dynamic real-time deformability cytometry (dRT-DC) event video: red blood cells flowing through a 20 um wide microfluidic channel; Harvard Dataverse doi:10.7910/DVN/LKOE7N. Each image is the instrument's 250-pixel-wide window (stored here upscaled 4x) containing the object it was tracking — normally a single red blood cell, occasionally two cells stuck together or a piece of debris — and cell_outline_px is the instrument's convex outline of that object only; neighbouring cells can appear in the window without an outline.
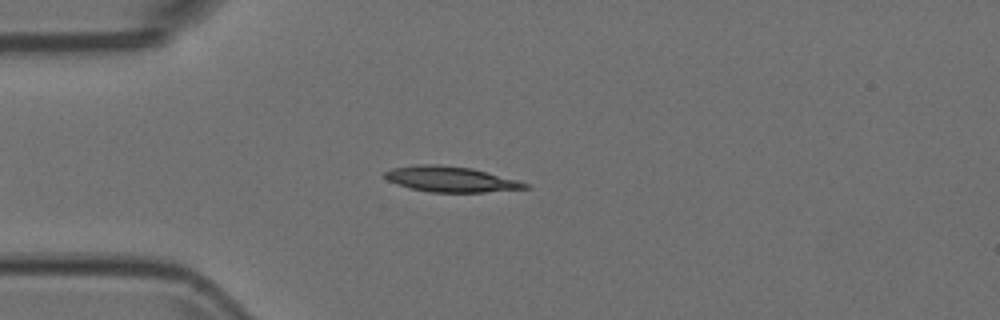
{"species": "Egyptian fruit bat (a non-hibernating species)", "species_latin": "Rousettus aegyptiacus", "temperature_condition": "room temperature", "stored_images_in_passage": 39, "camera_frame_rate_fps": 3000, "um_per_image_px": 0.085, "animal": {"sex": "female"}, "frame": {"image": 1, "passage_image": 6, "time_ms": 1.667, "image_size_px": [1000, 320], "cell_outline_px": [[532, 188], [484, 192], [432, 192], [412, 188], [396, 184], [388, 180], [384, 176], [384, 172], [392, 168], [416, 164], [440, 164], [472, 168], [516, 180], [528, 184]], "centroid_in_image_um": [38.3, 15.22], "position_along_channel_um": 46.7, "area_um2": 20.75}}
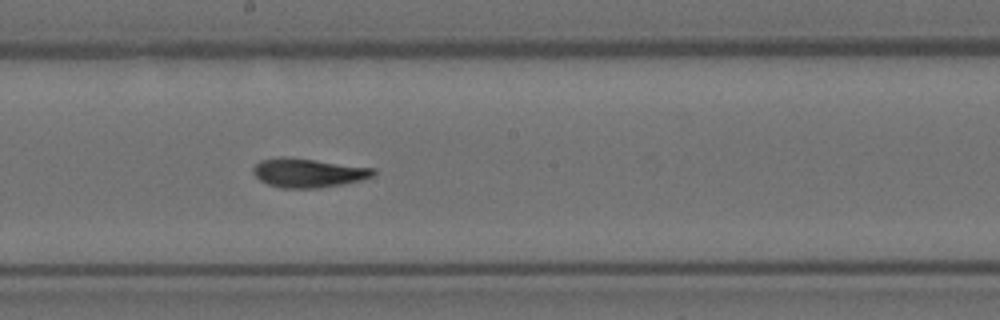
{"frame": {"image": 2, "passage_image": 21, "time_ms": 6.667, "image_size_px": [1000, 320], "cell_outline_px": [[376, 176], [344, 184], [320, 188], [280, 188], [268, 184], [260, 180], [252, 172], [252, 168], [260, 160], [280, 156], [284, 156], [376, 168]], "centroid_in_image_um": [26.21, 14.69], "position_along_channel_um": 222.0, "area_um2": 20.52}}
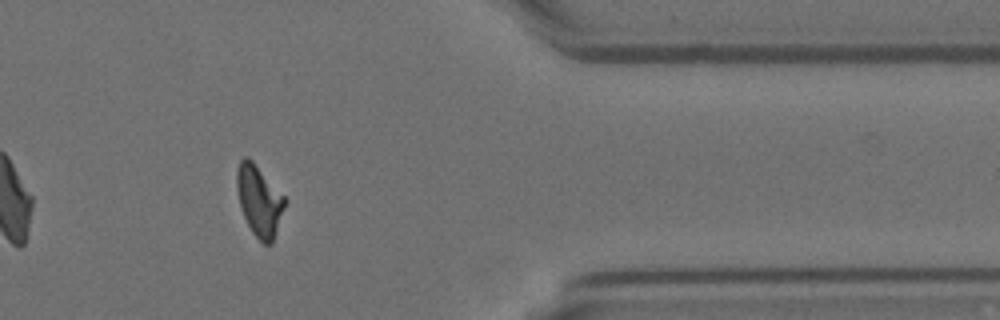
{"frame": {"image": 3, "passage_image": 36, "time_ms": 11.667, "image_size_px": [1000, 320], "cell_outline_px": [[288, 200], [272, 244], [264, 244], [252, 232], [244, 216], [240, 204], [236, 188], [236, 172], [240, 160], [244, 156], [248, 156], [252, 160]], "centroid_in_image_um": [22.05, 17.05], "position_along_channel_um": 389.4, "area_um2": 19.83}}